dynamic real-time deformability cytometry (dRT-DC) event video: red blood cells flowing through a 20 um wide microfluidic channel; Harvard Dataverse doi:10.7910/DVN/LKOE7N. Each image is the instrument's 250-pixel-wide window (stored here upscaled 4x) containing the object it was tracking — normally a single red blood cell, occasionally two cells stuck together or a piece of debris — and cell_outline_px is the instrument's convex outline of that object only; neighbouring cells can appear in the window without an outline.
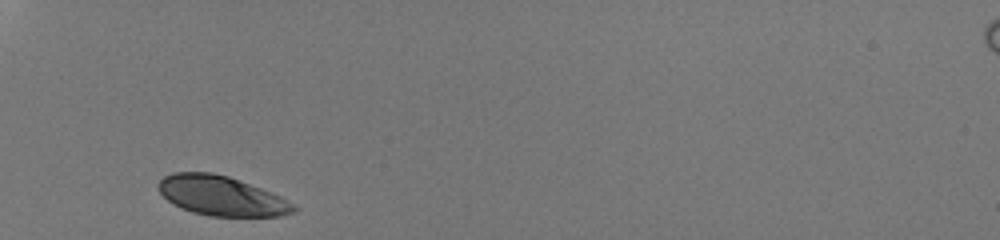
{"species": "human", "species_latin": "Homo sapiens", "temperature_condition": "room temperature", "stored_images_in_passage": 26, "camera_frame_rate_fps": 3000, "um_per_image_px": 0.085, "donor": {"sex": "male"}, "frame": {"image": 1, "passage_image": 1, "time_ms": 0.0, "image_size_px": [1000, 240], "cell_outline_px": [[300, 208], [296, 212], [280, 216], [208, 216], [192, 212], [180, 208], [172, 204], [160, 192], [156, 184], [164, 176], [172, 172], [212, 172], [228, 176], [260, 188], [280, 196]], "centroid_in_image_um": [18.8, 16.65], "position_along_channel_um": 66.2, "area_um2": 31.33}}
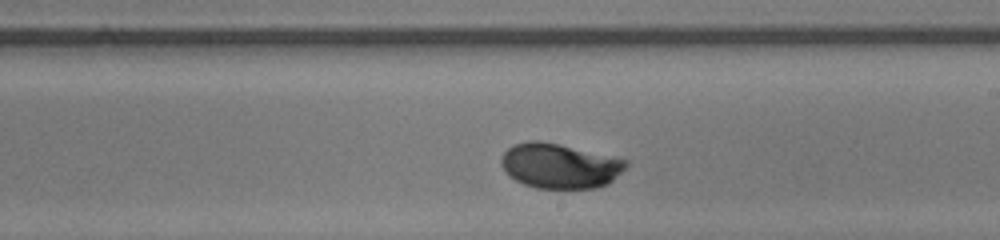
{"frame": {"image": 2, "passage_image": 15, "time_ms": 4.667, "image_size_px": [1000, 240], "cell_outline_px": [[628, 164], [608, 184], [596, 188], [536, 188], [524, 184], [516, 180], [500, 164], [500, 156], [512, 144], [528, 140], [540, 140], [560, 144], [628, 160]], "centroid_in_image_um": [47.55, 14.08], "position_along_channel_um": 241.5, "area_um2": 32.54}}
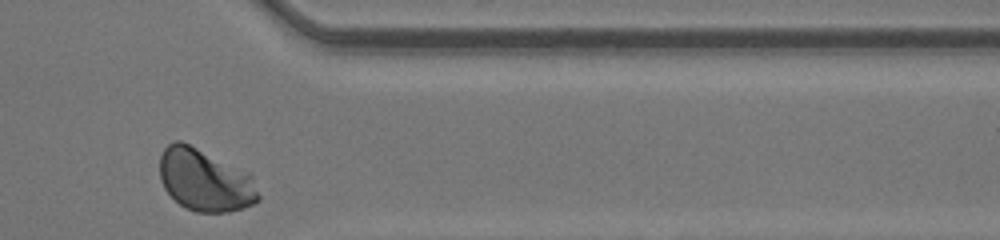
{"frame": {"image": 3, "passage_image": 26, "time_ms": 8.333, "image_size_px": [1000, 240], "cell_outline_px": [[260, 200], [252, 204], [228, 212], [196, 212], [180, 204], [164, 188], [160, 180], [160, 156], [164, 148], [168, 144], [176, 140], [180, 140], [248, 172], [252, 176], [260, 196]], "centroid_in_image_um": [17.42, 15.31], "position_along_channel_um": 394.0, "area_um2": 35.49}, "authors_computed_cell_mechanics": {"area_um2": 33.0327, "velocity_mm_per_s": 4.204, "shape_relaxation_time_tau1_ms": 1.3048, "shape_relaxation_time_tau2_ms": null, "deformation_change_tau1": 0.1058, "deformation_change_tau2": null}}